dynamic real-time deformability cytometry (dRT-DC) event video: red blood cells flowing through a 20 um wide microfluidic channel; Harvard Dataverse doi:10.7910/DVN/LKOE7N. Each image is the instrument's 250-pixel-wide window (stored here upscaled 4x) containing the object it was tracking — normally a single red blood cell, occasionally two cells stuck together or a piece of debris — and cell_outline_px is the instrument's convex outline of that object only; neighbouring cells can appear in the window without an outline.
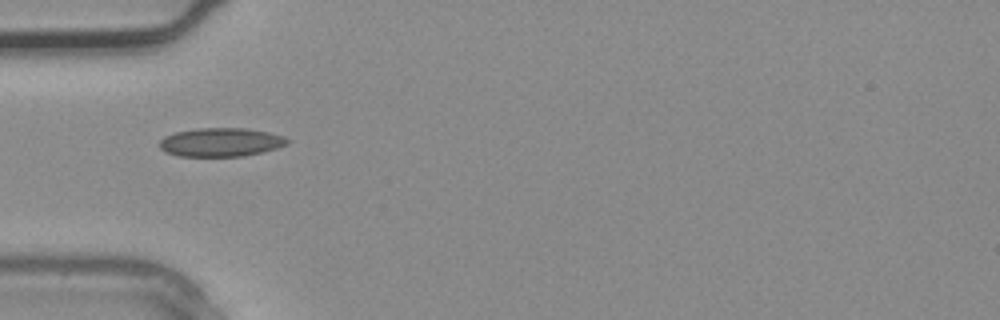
{"species": "common noctule bat (a hibernating species)", "species_latin": "Nyctalus noctula", "temperature_condition": "warm", "stored_images_in_passage": 3, "camera_frame_rate_fps": 3000, "um_per_image_px": 0.085, "animal": {"sex": "male", "body_mass_g": 20.4}, "frame": {"image": 1, "passage_image": 3, "time_ms": 0.667, "image_size_px": [1000, 320], "cell_outline_px": [[292, 140], [288, 144], [276, 148], [244, 156], [176, 156], [164, 152], [160, 148], [160, 140], [164, 136], [176, 132], [196, 128], [244, 128], [268, 132], [284, 136]], "centroid_in_image_um": [18.76, 12.09], "position_along_channel_um": 66.2, "area_um2": 21.44}}